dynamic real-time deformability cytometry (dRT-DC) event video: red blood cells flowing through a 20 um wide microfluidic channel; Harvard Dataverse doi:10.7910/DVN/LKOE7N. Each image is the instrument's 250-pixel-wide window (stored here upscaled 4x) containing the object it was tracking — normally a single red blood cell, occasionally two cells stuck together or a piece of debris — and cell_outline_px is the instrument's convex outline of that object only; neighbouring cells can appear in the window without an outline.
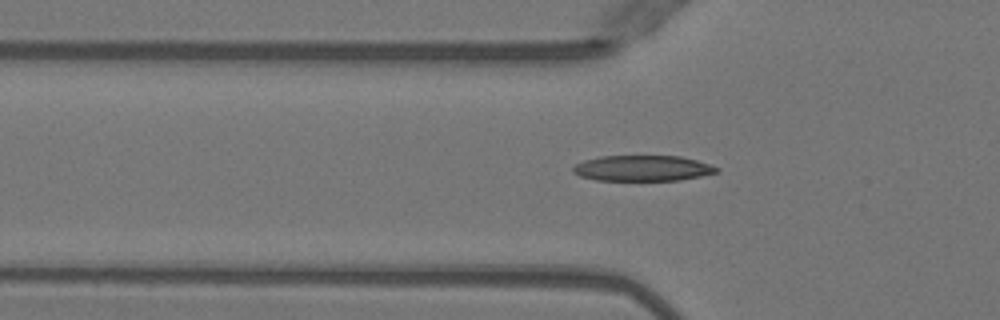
{"species": "Egyptian fruit bat (a non-hibernating species)", "species_latin": "Rousettus aegyptiacus", "temperature_condition": "warm", "stored_images_in_passage": 44, "camera_frame_rate_fps": 3000, "um_per_image_px": 0.085, "animal": {"sex": "female"}, "frame": {"image": 1, "passage_image": 16, "time_ms": 5.0, "image_size_px": [1000, 320], "cell_outline_px": [[720, 172], [680, 180], [596, 180], [580, 176], [572, 172], [572, 168], [576, 164], [584, 160], [600, 156], [680, 156], [696, 160], [720, 168]], "centroid_in_image_um": [54.62, 14.3], "position_along_channel_um": 71.2, "area_um2": 21.44}}
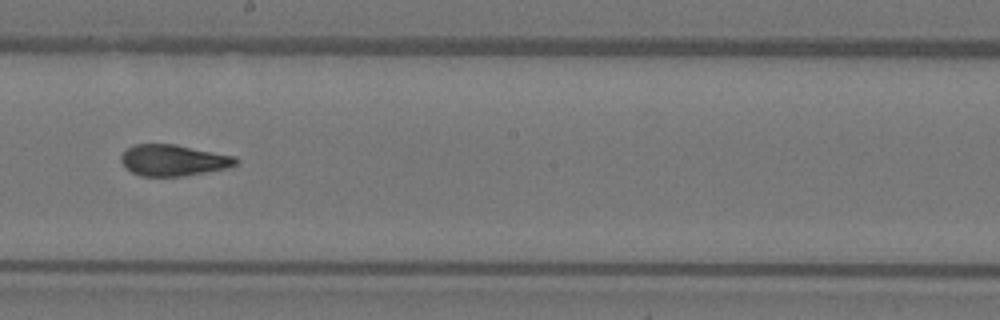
{"frame": {"image": 2, "passage_image": 28, "time_ms": 9.0, "image_size_px": [1000, 320], "cell_outline_px": [[240, 160], [236, 164], [228, 168], [184, 176], [140, 176], [132, 172], [120, 160], [120, 156], [128, 148], [136, 144], [176, 144], [236, 156]], "centroid_in_image_um": [14.78, 13.62], "position_along_channel_um": 233.4, "area_um2": 20.92}}
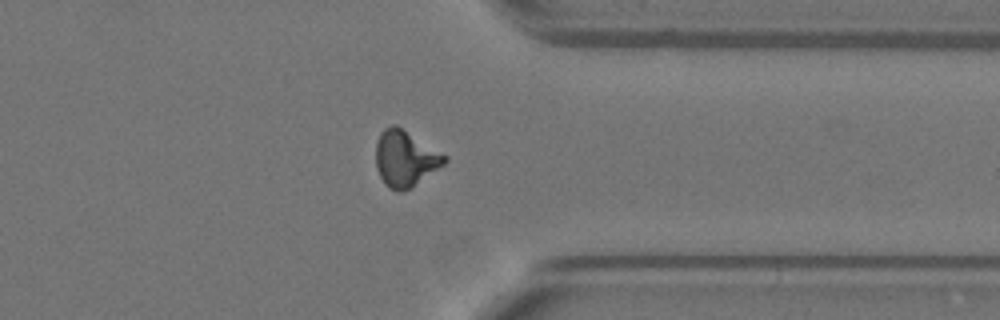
{"frame": {"image": 3, "passage_image": 39, "time_ms": 12.667, "image_size_px": [1000, 320], "cell_outline_px": [[448, 160], [444, 164], [404, 192], [396, 192], [388, 188], [384, 184], [376, 168], [376, 140], [380, 132], [384, 128], [392, 124], [396, 124], [448, 156]], "centroid_in_image_um": [34.42, 13.47], "position_along_channel_um": 377.0, "area_um2": 22.6}, "authors_computed_cell_mechanics": {"area_um2": 21.1259, "velocity_mm_per_s": 4.0272, "shape_relaxation_time_tau1_ms": 6.3605, "shape_relaxation_time_tau2_ms": 0.9893, "deformation_change_tau1": 0.232, "deformation_change_tau2": 0.0854}}